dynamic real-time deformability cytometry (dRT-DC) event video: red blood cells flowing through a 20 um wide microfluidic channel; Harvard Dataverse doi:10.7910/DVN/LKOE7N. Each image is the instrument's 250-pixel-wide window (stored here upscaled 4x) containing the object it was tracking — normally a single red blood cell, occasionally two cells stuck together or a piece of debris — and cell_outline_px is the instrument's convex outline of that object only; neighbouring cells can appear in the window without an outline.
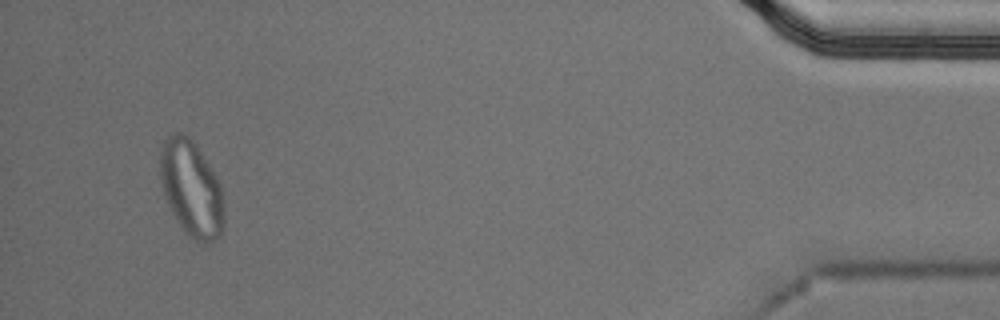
{"species": "Egyptian fruit bat (a non-hibernating species)", "species_latin": "Rousettus aegyptiacus", "temperature_condition": "cold", "stored_images_in_passage": 54, "segment_of_instrument_passage": [2, 2], "camera_frame_rate_fps": 3000, "um_per_image_px": 0.085, "animal": {"sex": "male"}, "frame": {"image": 1, "passage_image": 51, "time_ms": 16.667, "image_size_px": [1000, 320], "cell_outline_px": [[224, 224], [220, 236], [216, 240], [208, 244], [200, 244], [188, 236], [184, 232], [176, 220], [164, 196], [160, 176], [160, 148], [164, 140], [172, 132], [184, 132], [196, 144], [220, 180], [224, 192]], "centroid_in_image_um": [16.3, 16.04], "position_along_channel_um": 418.9, "area_um2": 36.76}}